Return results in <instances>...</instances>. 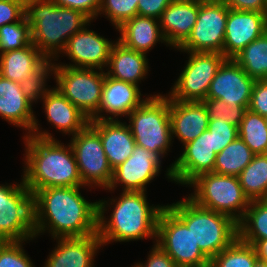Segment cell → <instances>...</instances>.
<instances>
[{"label": "cell", "mask_w": 267, "mask_h": 267, "mask_svg": "<svg viewBox=\"0 0 267 267\" xmlns=\"http://www.w3.org/2000/svg\"><path fill=\"white\" fill-rule=\"evenodd\" d=\"M32 43L31 28L24 16L20 21L0 27V54Z\"/></svg>", "instance_id": "obj_36"}, {"label": "cell", "mask_w": 267, "mask_h": 267, "mask_svg": "<svg viewBox=\"0 0 267 267\" xmlns=\"http://www.w3.org/2000/svg\"><path fill=\"white\" fill-rule=\"evenodd\" d=\"M254 267H267V262L262 260H256Z\"/></svg>", "instance_id": "obj_48"}, {"label": "cell", "mask_w": 267, "mask_h": 267, "mask_svg": "<svg viewBox=\"0 0 267 267\" xmlns=\"http://www.w3.org/2000/svg\"><path fill=\"white\" fill-rule=\"evenodd\" d=\"M229 9L267 14V0H220Z\"/></svg>", "instance_id": "obj_46"}, {"label": "cell", "mask_w": 267, "mask_h": 267, "mask_svg": "<svg viewBox=\"0 0 267 267\" xmlns=\"http://www.w3.org/2000/svg\"><path fill=\"white\" fill-rule=\"evenodd\" d=\"M233 59L251 78L267 79V31L248 44Z\"/></svg>", "instance_id": "obj_32"}, {"label": "cell", "mask_w": 267, "mask_h": 267, "mask_svg": "<svg viewBox=\"0 0 267 267\" xmlns=\"http://www.w3.org/2000/svg\"><path fill=\"white\" fill-rule=\"evenodd\" d=\"M25 16V2L0 1V27L20 21Z\"/></svg>", "instance_id": "obj_42"}, {"label": "cell", "mask_w": 267, "mask_h": 267, "mask_svg": "<svg viewBox=\"0 0 267 267\" xmlns=\"http://www.w3.org/2000/svg\"><path fill=\"white\" fill-rule=\"evenodd\" d=\"M238 238L250 245L257 240L267 239V198L251 201L238 222Z\"/></svg>", "instance_id": "obj_30"}, {"label": "cell", "mask_w": 267, "mask_h": 267, "mask_svg": "<svg viewBox=\"0 0 267 267\" xmlns=\"http://www.w3.org/2000/svg\"><path fill=\"white\" fill-rule=\"evenodd\" d=\"M35 238L33 193L24 185L0 184V241Z\"/></svg>", "instance_id": "obj_8"}, {"label": "cell", "mask_w": 267, "mask_h": 267, "mask_svg": "<svg viewBox=\"0 0 267 267\" xmlns=\"http://www.w3.org/2000/svg\"><path fill=\"white\" fill-rule=\"evenodd\" d=\"M46 59L33 43L21 49L6 51L0 54V75L21 83Z\"/></svg>", "instance_id": "obj_28"}, {"label": "cell", "mask_w": 267, "mask_h": 267, "mask_svg": "<svg viewBox=\"0 0 267 267\" xmlns=\"http://www.w3.org/2000/svg\"><path fill=\"white\" fill-rule=\"evenodd\" d=\"M126 118L137 146L153 151L161 158L168 154L173 141L167 94L148 95Z\"/></svg>", "instance_id": "obj_6"}, {"label": "cell", "mask_w": 267, "mask_h": 267, "mask_svg": "<svg viewBox=\"0 0 267 267\" xmlns=\"http://www.w3.org/2000/svg\"><path fill=\"white\" fill-rule=\"evenodd\" d=\"M91 20L80 31L75 33L67 42L61 54H65L73 63L60 64L55 66H68L74 68H88L104 70L107 68L112 45L116 41H110L104 36L89 30Z\"/></svg>", "instance_id": "obj_16"}, {"label": "cell", "mask_w": 267, "mask_h": 267, "mask_svg": "<svg viewBox=\"0 0 267 267\" xmlns=\"http://www.w3.org/2000/svg\"><path fill=\"white\" fill-rule=\"evenodd\" d=\"M192 1H198V2H216L220 0H192Z\"/></svg>", "instance_id": "obj_49"}, {"label": "cell", "mask_w": 267, "mask_h": 267, "mask_svg": "<svg viewBox=\"0 0 267 267\" xmlns=\"http://www.w3.org/2000/svg\"><path fill=\"white\" fill-rule=\"evenodd\" d=\"M182 148V154L166 170V178L171 182L187 186L198 175L213 172L217 154L213 150L212 133L209 130Z\"/></svg>", "instance_id": "obj_14"}, {"label": "cell", "mask_w": 267, "mask_h": 267, "mask_svg": "<svg viewBox=\"0 0 267 267\" xmlns=\"http://www.w3.org/2000/svg\"><path fill=\"white\" fill-rule=\"evenodd\" d=\"M254 156L255 154L238 136L216 155L213 172L238 177Z\"/></svg>", "instance_id": "obj_29"}, {"label": "cell", "mask_w": 267, "mask_h": 267, "mask_svg": "<svg viewBox=\"0 0 267 267\" xmlns=\"http://www.w3.org/2000/svg\"><path fill=\"white\" fill-rule=\"evenodd\" d=\"M0 1H15V2H26V0H0Z\"/></svg>", "instance_id": "obj_50"}, {"label": "cell", "mask_w": 267, "mask_h": 267, "mask_svg": "<svg viewBox=\"0 0 267 267\" xmlns=\"http://www.w3.org/2000/svg\"><path fill=\"white\" fill-rule=\"evenodd\" d=\"M145 263L138 262L136 267H177L172 258L158 245L153 244Z\"/></svg>", "instance_id": "obj_44"}, {"label": "cell", "mask_w": 267, "mask_h": 267, "mask_svg": "<svg viewBox=\"0 0 267 267\" xmlns=\"http://www.w3.org/2000/svg\"><path fill=\"white\" fill-rule=\"evenodd\" d=\"M26 241H0V267H35L24 250Z\"/></svg>", "instance_id": "obj_39"}, {"label": "cell", "mask_w": 267, "mask_h": 267, "mask_svg": "<svg viewBox=\"0 0 267 267\" xmlns=\"http://www.w3.org/2000/svg\"><path fill=\"white\" fill-rule=\"evenodd\" d=\"M59 7L82 11L91 20L98 17L101 0H52Z\"/></svg>", "instance_id": "obj_43"}, {"label": "cell", "mask_w": 267, "mask_h": 267, "mask_svg": "<svg viewBox=\"0 0 267 267\" xmlns=\"http://www.w3.org/2000/svg\"><path fill=\"white\" fill-rule=\"evenodd\" d=\"M187 186L194 188L188 197L197 205L226 214L237 223L251 203L236 176L206 172L198 175Z\"/></svg>", "instance_id": "obj_7"}, {"label": "cell", "mask_w": 267, "mask_h": 267, "mask_svg": "<svg viewBox=\"0 0 267 267\" xmlns=\"http://www.w3.org/2000/svg\"><path fill=\"white\" fill-rule=\"evenodd\" d=\"M257 259L253 246L237 238L210 260L209 267H254Z\"/></svg>", "instance_id": "obj_34"}, {"label": "cell", "mask_w": 267, "mask_h": 267, "mask_svg": "<svg viewBox=\"0 0 267 267\" xmlns=\"http://www.w3.org/2000/svg\"><path fill=\"white\" fill-rule=\"evenodd\" d=\"M208 130L212 133L213 150L216 154L239 136L238 127L222 118L209 119Z\"/></svg>", "instance_id": "obj_40"}, {"label": "cell", "mask_w": 267, "mask_h": 267, "mask_svg": "<svg viewBox=\"0 0 267 267\" xmlns=\"http://www.w3.org/2000/svg\"><path fill=\"white\" fill-rule=\"evenodd\" d=\"M41 101L46 119L62 134L74 136L89 124V118L55 86L46 93Z\"/></svg>", "instance_id": "obj_25"}, {"label": "cell", "mask_w": 267, "mask_h": 267, "mask_svg": "<svg viewBox=\"0 0 267 267\" xmlns=\"http://www.w3.org/2000/svg\"><path fill=\"white\" fill-rule=\"evenodd\" d=\"M239 137L255 154H267V125L265 117L247 109L238 128Z\"/></svg>", "instance_id": "obj_33"}, {"label": "cell", "mask_w": 267, "mask_h": 267, "mask_svg": "<svg viewBox=\"0 0 267 267\" xmlns=\"http://www.w3.org/2000/svg\"><path fill=\"white\" fill-rule=\"evenodd\" d=\"M53 61V62H52ZM55 60L46 59L21 83L23 94L32 102H38L51 89L47 86V79L54 74Z\"/></svg>", "instance_id": "obj_35"}, {"label": "cell", "mask_w": 267, "mask_h": 267, "mask_svg": "<svg viewBox=\"0 0 267 267\" xmlns=\"http://www.w3.org/2000/svg\"><path fill=\"white\" fill-rule=\"evenodd\" d=\"M25 17L32 43L47 59L55 61L68 40L91 21L82 11L59 7L52 0H26Z\"/></svg>", "instance_id": "obj_4"}, {"label": "cell", "mask_w": 267, "mask_h": 267, "mask_svg": "<svg viewBox=\"0 0 267 267\" xmlns=\"http://www.w3.org/2000/svg\"><path fill=\"white\" fill-rule=\"evenodd\" d=\"M255 81L234 59H226L217 70L206 99H220L231 107L238 104L248 109Z\"/></svg>", "instance_id": "obj_18"}, {"label": "cell", "mask_w": 267, "mask_h": 267, "mask_svg": "<svg viewBox=\"0 0 267 267\" xmlns=\"http://www.w3.org/2000/svg\"><path fill=\"white\" fill-rule=\"evenodd\" d=\"M208 111L209 119H224L230 124L240 127L241 121L247 108L235 104L233 107L220 99H204L202 101Z\"/></svg>", "instance_id": "obj_38"}, {"label": "cell", "mask_w": 267, "mask_h": 267, "mask_svg": "<svg viewBox=\"0 0 267 267\" xmlns=\"http://www.w3.org/2000/svg\"><path fill=\"white\" fill-rule=\"evenodd\" d=\"M84 187H50L33 193L35 238L46 231L53 239L97 234L98 202L82 196Z\"/></svg>", "instance_id": "obj_1"}, {"label": "cell", "mask_w": 267, "mask_h": 267, "mask_svg": "<svg viewBox=\"0 0 267 267\" xmlns=\"http://www.w3.org/2000/svg\"><path fill=\"white\" fill-rule=\"evenodd\" d=\"M146 193L122 191L118 198L97 201V234L103 247L113 242L138 241L146 238L156 243L157 222L165 205H150ZM111 206L112 213L106 218L104 215Z\"/></svg>", "instance_id": "obj_2"}, {"label": "cell", "mask_w": 267, "mask_h": 267, "mask_svg": "<svg viewBox=\"0 0 267 267\" xmlns=\"http://www.w3.org/2000/svg\"><path fill=\"white\" fill-rule=\"evenodd\" d=\"M229 8L222 2H199L197 21L181 52H223Z\"/></svg>", "instance_id": "obj_13"}, {"label": "cell", "mask_w": 267, "mask_h": 267, "mask_svg": "<svg viewBox=\"0 0 267 267\" xmlns=\"http://www.w3.org/2000/svg\"><path fill=\"white\" fill-rule=\"evenodd\" d=\"M156 244L177 267L210 266V259L195 243L191 230L166 205L158 218Z\"/></svg>", "instance_id": "obj_10"}, {"label": "cell", "mask_w": 267, "mask_h": 267, "mask_svg": "<svg viewBox=\"0 0 267 267\" xmlns=\"http://www.w3.org/2000/svg\"><path fill=\"white\" fill-rule=\"evenodd\" d=\"M56 88L89 120H99L104 70L55 66Z\"/></svg>", "instance_id": "obj_9"}, {"label": "cell", "mask_w": 267, "mask_h": 267, "mask_svg": "<svg viewBox=\"0 0 267 267\" xmlns=\"http://www.w3.org/2000/svg\"><path fill=\"white\" fill-rule=\"evenodd\" d=\"M248 109L263 117L267 116V79L255 81Z\"/></svg>", "instance_id": "obj_41"}, {"label": "cell", "mask_w": 267, "mask_h": 267, "mask_svg": "<svg viewBox=\"0 0 267 267\" xmlns=\"http://www.w3.org/2000/svg\"><path fill=\"white\" fill-rule=\"evenodd\" d=\"M148 63L145 53L129 49L117 40L112 45L105 73L113 79L139 86L150 71Z\"/></svg>", "instance_id": "obj_26"}, {"label": "cell", "mask_w": 267, "mask_h": 267, "mask_svg": "<svg viewBox=\"0 0 267 267\" xmlns=\"http://www.w3.org/2000/svg\"><path fill=\"white\" fill-rule=\"evenodd\" d=\"M199 2L173 0L163 11L159 24L169 47L178 49L191 35L197 21Z\"/></svg>", "instance_id": "obj_23"}, {"label": "cell", "mask_w": 267, "mask_h": 267, "mask_svg": "<svg viewBox=\"0 0 267 267\" xmlns=\"http://www.w3.org/2000/svg\"><path fill=\"white\" fill-rule=\"evenodd\" d=\"M33 103L23 94L20 83L0 75V116L15 127L26 130L27 135L37 138L55 139L53 135L40 129L32 108ZM28 130V131H27Z\"/></svg>", "instance_id": "obj_17"}, {"label": "cell", "mask_w": 267, "mask_h": 267, "mask_svg": "<svg viewBox=\"0 0 267 267\" xmlns=\"http://www.w3.org/2000/svg\"><path fill=\"white\" fill-rule=\"evenodd\" d=\"M142 95L139 86L106 75L99 106V120H118L119 117H127L148 98L143 99Z\"/></svg>", "instance_id": "obj_22"}, {"label": "cell", "mask_w": 267, "mask_h": 267, "mask_svg": "<svg viewBox=\"0 0 267 267\" xmlns=\"http://www.w3.org/2000/svg\"><path fill=\"white\" fill-rule=\"evenodd\" d=\"M25 141L24 185L34 193L50 187L84 186L73 150L56 139L23 136Z\"/></svg>", "instance_id": "obj_3"}, {"label": "cell", "mask_w": 267, "mask_h": 267, "mask_svg": "<svg viewBox=\"0 0 267 267\" xmlns=\"http://www.w3.org/2000/svg\"><path fill=\"white\" fill-rule=\"evenodd\" d=\"M185 53L189 54L186 66L167 96L179 101H203L217 70L227 58L221 53Z\"/></svg>", "instance_id": "obj_12"}, {"label": "cell", "mask_w": 267, "mask_h": 267, "mask_svg": "<svg viewBox=\"0 0 267 267\" xmlns=\"http://www.w3.org/2000/svg\"><path fill=\"white\" fill-rule=\"evenodd\" d=\"M161 162L157 153L136 145L131 156L113 170L107 190L111 193L120 185L123 186L122 191L147 192V185L161 171Z\"/></svg>", "instance_id": "obj_15"}, {"label": "cell", "mask_w": 267, "mask_h": 267, "mask_svg": "<svg viewBox=\"0 0 267 267\" xmlns=\"http://www.w3.org/2000/svg\"><path fill=\"white\" fill-rule=\"evenodd\" d=\"M116 30L120 33L117 40L125 47L138 52L149 53L157 42L164 43L168 47L159 20L155 18L137 15L125 21Z\"/></svg>", "instance_id": "obj_27"}, {"label": "cell", "mask_w": 267, "mask_h": 267, "mask_svg": "<svg viewBox=\"0 0 267 267\" xmlns=\"http://www.w3.org/2000/svg\"><path fill=\"white\" fill-rule=\"evenodd\" d=\"M258 260L267 262V239H260L252 244Z\"/></svg>", "instance_id": "obj_47"}, {"label": "cell", "mask_w": 267, "mask_h": 267, "mask_svg": "<svg viewBox=\"0 0 267 267\" xmlns=\"http://www.w3.org/2000/svg\"><path fill=\"white\" fill-rule=\"evenodd\" d=\"M172 140L183 144L193 141L208 130L209 116L202 101H179L169 98Z\"/></svg>", "instance_id": "obj_21"}, {"label": "cell", "mask_w": 267, "mask_h": 267, "mask_svg": "<svg viewBox=\"0 0 267 267\" xmlns=\"http://www.w3.org/2000/svg\"><path fill=\"white\" fill-rule=\"evenodd\" d=\"M56 245L43 267H95L94 258L102 242L98 234L55 238Z\"/></svg>", "instance_id": "obj_20"}, {"label": "cell", "mask_w": 267, "mask_h": 267, "mask_svg": "<svg viewBox=\"0 0 267 267\" xmlns=\"http://www.w3.org/2000/svg\"><path fill=\"white\" fill-rule=\"evenodd\" d=\"M250 201L267 198V154L255 155L238 176Z\"/></svg>", "instance_id": "obj_31"}, {"label": "cell", "mask_w": 267, "mask_h": 267, "mask_svg": "<svg viewBox=\"0 0 267 267\" xmlns=\"http://www.w3.org/2000/svg\"><path fill=\"white\" fill-rule=\"evenodd\" d=\"M138 2L139 0H101L98 15H105L117 29L125 21L138 15Z\"/></svg>", "instance_id": "obj_37"}, {"label": "cell", "mask_w": 267, "mask_h": 267, "mask_svg": "<svg viewBox=\"0 0 267 267\" xmlns=\"http://www.w3.org/2000/svg\"><path fill=\"white\" fill-rule=\"evenodd\" d=\"M69 144L83 185L107 190L112 181L113 169L104 152L100 135L88 124L71 137Z\"/></svg>", "instance_id": "obj_11"}, {"label": "cell", "mask_w": 267, "mask_h": 267, "mask_svg": "<svg viewBox=\"0 0 267 267\" xmlns=\"http://www.w3.org/2000/svg\"><path fill=\"white\" fill-rule=\"evenodd\" d=\"M173 0H139L138 15L160 19L163 11Z\"/></svg>", "instance_id": "obj_45"}, {"label": "cell", "mask_w": 267, "mask_h": 267, "mask_svg": "<svg viewBox=\"0 0 267 267\" xmlns=\"http://www.w3.org/2000/svg\"><path fill=\"white\" fill-rule=\"evenodd\" d=\"M166 206L191 230L195 243L210 260L238 238V223L233 218L203 208L187 196Z\"/></svg>", "instance_id": "obj_5"}, {"label": "cell", "mask_w": 267, "mask_h": 267, "mask_svg": "<svg viewBox=\"0 0 267 267\" xmlns=\"http://www.w3.org/2000/svg\"><path fill=\"white\" fill-rule=\"evenodd\" d=\"M267 31V14L229 9L222 54L233 59Z\"/></svg>", "instance_id": "obj_19"}, {"label": "cell", "mask_w": 267, "mask_h": 267, "mask_svg": "<svg viewBox=\"0 0 267 267\" xmlns=\"http://www.w3.org/2000/svg\"><path fill=\"white\" fill-rule=\"evenodd\" d=\"M89 125L100 135L104 152L113 170L131 156L136 143L126 122H121V119L90 120Z\"/></svg>", "instance_id": "obj_24"}]
</instances>
